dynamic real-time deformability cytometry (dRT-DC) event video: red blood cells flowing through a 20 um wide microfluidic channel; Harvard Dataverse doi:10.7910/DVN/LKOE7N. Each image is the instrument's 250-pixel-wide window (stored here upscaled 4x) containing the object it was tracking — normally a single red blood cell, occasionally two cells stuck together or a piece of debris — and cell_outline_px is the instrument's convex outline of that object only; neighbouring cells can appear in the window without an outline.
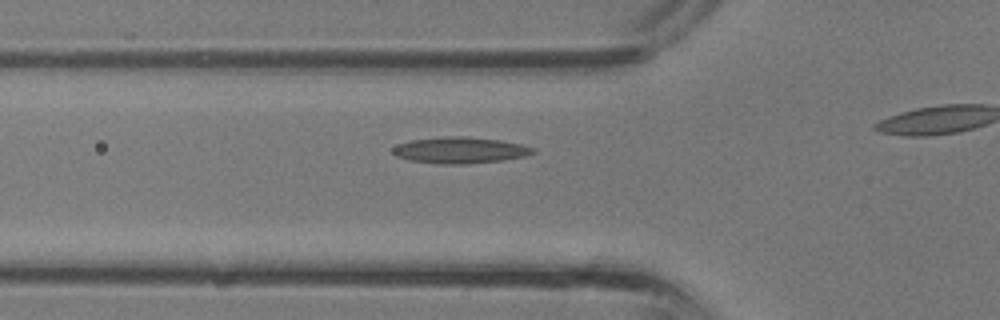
{"species": "common noctule bat (a hibernating species)", "species_latin": "Nyctalus noctula", "temperature_condition": "room temperature", "stored_images_in_passage": 14, "camera_frame_rate_fps": 3000, "um_per_image_px": 0.085, "animal": {"sex": "male", "body_mass_g": 13.3}, "frame": {"image": 1, "passage_image": 8, "time_ms": 2.333, "image_size_px": [1000, 320], "cell_outline_px": [[536, 152], [524, 156], [500, 160], [464, 164], [436, 164], [408, 160], [396, 156], [392, 152], [392, 148], [400, 144], [412, 140], [444, 136], [468, 136], [500, 140], [520, 144], [536, 148]], "centroid_in_image_um": [39.09, 12.76], "position_along_channel_um": 86.7, "area_um2": 21.44}}
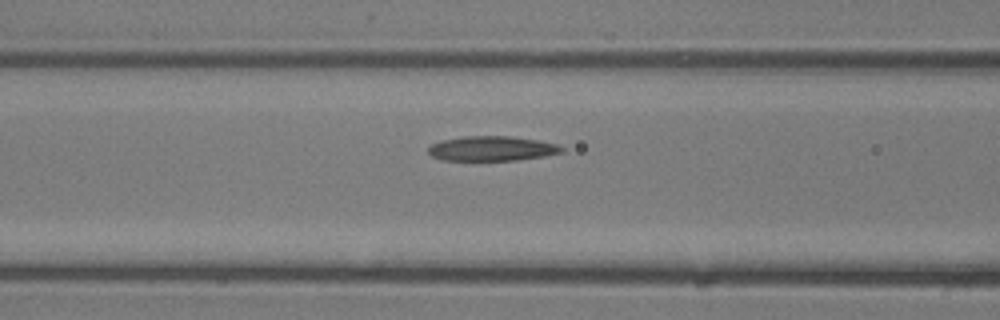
{"frame": {"image": 2, "passage_image": 10, "time_ms": 3.0, "image_size_px": [1000, 320], "cell_outline_px": [[564, 152], [544, 156], [516, 160], [440, 160], [432, 156], [428, 152], [428, 148], [432, 144], [440, 140], [464, 136], [512, 136], [540, 140], [556, 144], [564, 148]], "centroid_in_image_um": [41.81, 12.62], "position_along_channel_um": 124.8, "area_um2": 19.36}}
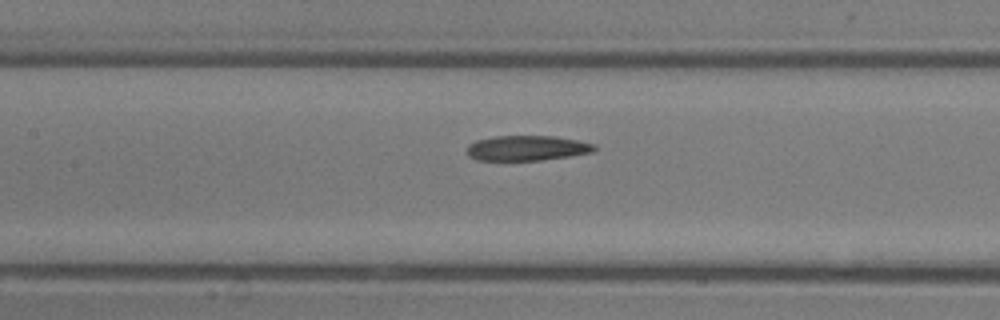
{"frame": {"image": 3, "passage_image": 12, "time_ms": 3.667, "image_size_px": [1000, 320], "cell_outline_px": [[596, 148], [592, 152], [568, 156], [540, 160], [476, 160], [468, 156], [468, 144], [476, 140], [496, 136], [552, 136], [576, 140], [596, 144]], "centroid_in_image_um": [44.77, 12.58], "position_along_channel_um": 162.6, "area_um2": 18.5}}